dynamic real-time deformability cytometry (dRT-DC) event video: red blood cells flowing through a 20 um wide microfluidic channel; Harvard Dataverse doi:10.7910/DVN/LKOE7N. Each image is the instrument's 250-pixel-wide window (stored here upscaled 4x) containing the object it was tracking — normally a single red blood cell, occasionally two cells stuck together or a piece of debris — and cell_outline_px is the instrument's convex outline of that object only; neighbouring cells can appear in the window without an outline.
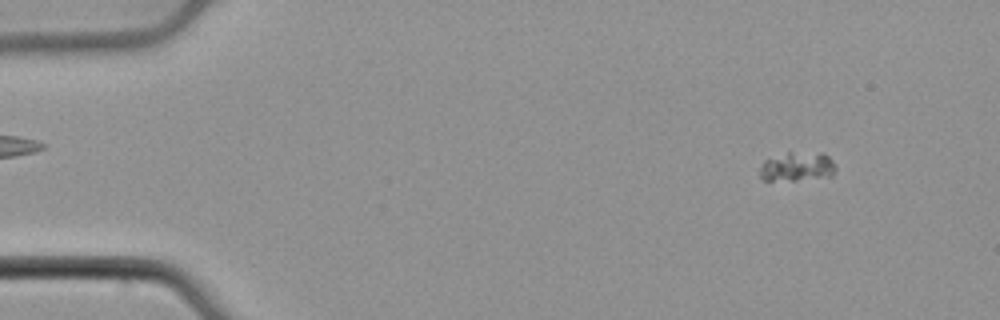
{"species": "common noctule bat (a hibernating species)", "species_latin": "Nyctalus noctula", "temperature_condition": "cold", "stored_images_in_passage": 56, "camera_frame_rate_fps": 3000, "um_per_image_px": 0.085, "animal": {"sex": "male", "body_mass_g": 21.5, "forearm_length_mm": 52.0}, "frame": {"image": 1, "passage_image": 6, "time_ms": 1.667, "image_size_px": [1000, 320], "cell_outline_px": [[836, 168], [832, 176], [796, 180], [764, 180], [760, 176], [760, 168], [764, 160], [788, 152], [820, 152], [828, 156], [836, 164]], "centroid_in_image_um": [67.79, 14.16], "position_along_channel_um": 17.2, "area_um2": 12.95}}
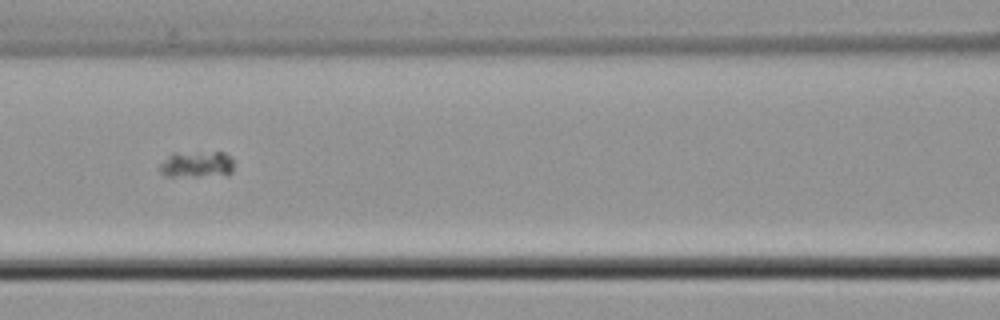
{"frame": {"image": 2, "passage_image": 25, "time_ms": 8.0, "image_size_px": [1000, 320], "cell_outline_px": [[232, 172], [200, 176], [164, 176], [160, 172], [160, 164], [172, 152], [224, 152], [232, 160]], "centroid_in_image_um": [16.65, 13.95], "position_along_channel_um": 149.9, "area_um2": 11.21}}
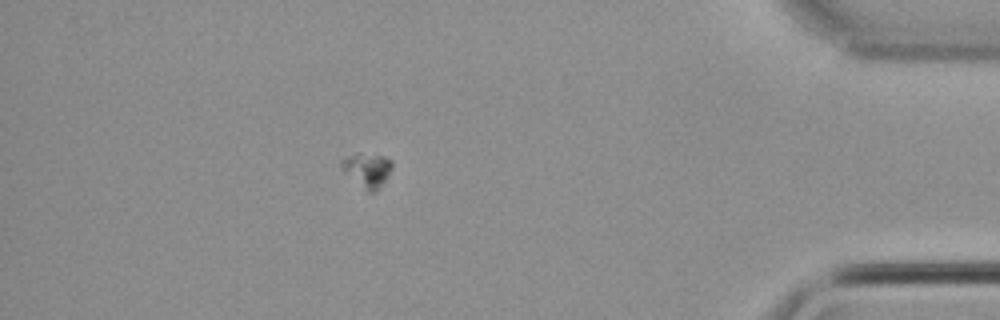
{"frame": {"image": 3, "passage_image": 49, "time_ms": 16.0, "image_size_px": [1000, 320], "cell_outline_px": [[392, 168], [388, 176], [380, 188], [376, 192], [368, 192], [340, 168], [340, 160], [344, 156], [356, 152], [384, 156], [392, 160]], "centroid_in_image_um": [31.2, 14.42], "position_along_channel_um": 404.0, "area_um2": 10.29}}